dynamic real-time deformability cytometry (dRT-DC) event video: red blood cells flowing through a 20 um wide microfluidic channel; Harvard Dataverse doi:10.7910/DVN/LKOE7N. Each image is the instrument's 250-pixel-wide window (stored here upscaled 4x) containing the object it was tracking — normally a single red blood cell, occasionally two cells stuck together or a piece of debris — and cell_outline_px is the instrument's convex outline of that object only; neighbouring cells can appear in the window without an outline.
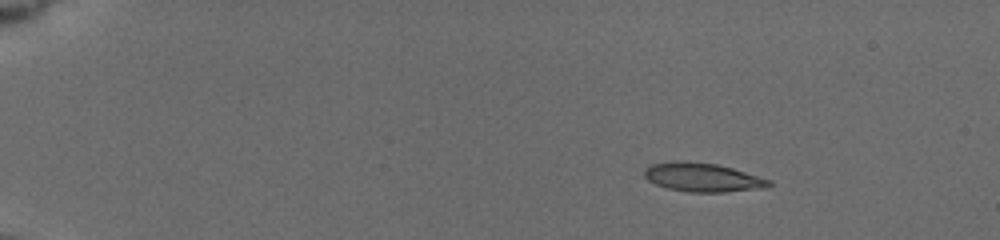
{"species": "common noctule bat (a hibernating species)", "species_latin": "Nyctalus noctula", "temperature_condition": "cold", "stored_images_in_passage": 6, "camera_frame_rate_fps": 3000, "um_per_image_px": 0.085, "animal": {"sex": "female", "body_mass_g": 19.5, "forearm_length_mm": 54.1}, "frame": {"image": 1, "passage_image": 3, "time_ms": 2.333, "image_size_px": [1000, 240], "cell_outline_px": [[772, 184], [768, 188], [724, 192], [688, 192], [668, 188], [656, 184], [648, 180], [644, 176], [644, 172], [652, 164], [716, 164], [732, 168], [772, 180]], "centroid_in_image_um": [59.85, 15.14], "position_along_channel_um": 25.1, "area_um2": 19.94}}
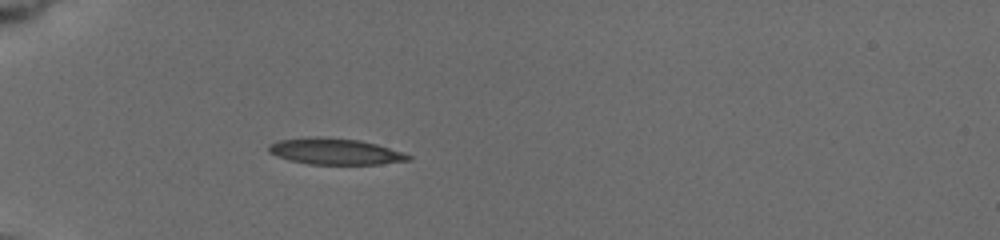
{"frame": {"image": 2, "passage_image": 6, "time_ms": 5.667, "image_size_px": [1000, 240], "cell_outline_px": [[412, 160], [380, 164], [308, 164], [288, 160], [276, 156], [268, 152], [268, 144], [280, 140], [360, 140], [376, 144], [412, 156]], "centroid_in_image_um": [28.52, 12.94], "position_along_channel_um": 56.5, "area_um2": 20.11}}